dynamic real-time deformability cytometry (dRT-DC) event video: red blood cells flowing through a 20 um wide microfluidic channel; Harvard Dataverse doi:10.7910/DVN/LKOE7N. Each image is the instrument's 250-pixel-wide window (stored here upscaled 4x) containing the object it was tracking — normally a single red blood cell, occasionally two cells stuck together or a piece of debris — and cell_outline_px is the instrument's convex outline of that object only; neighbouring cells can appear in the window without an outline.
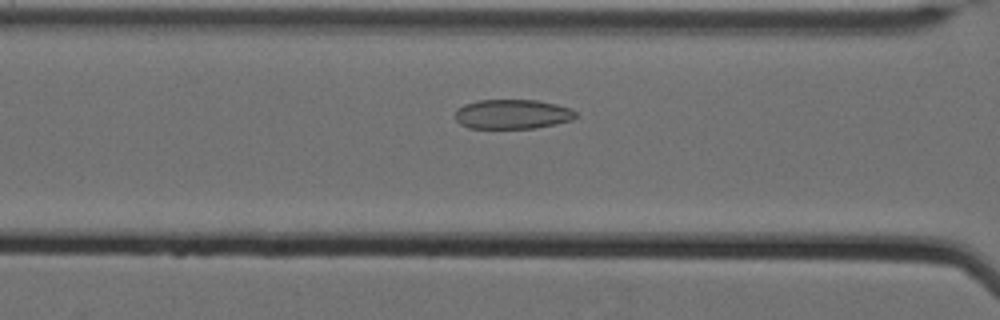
{"species": "Egyptian fruit bat (a non-hibernating species)", "species_latin": "Rousettus aegyptiacus", "temperature_condition": "cold", "stored_images_in_passage": 39, "camera_frame_rate_fps": 3000, "um_per_image_px": 0.085, "animal": {"sex": "female"}, "frame": {"image": 1, "passage_image": 7, "time_ms": 2.0, "image_size_px": [1000, 320], "cell_outline_px": [[576, 116], [572, 120], [556, 124], [536, 128], [468, 128], [460, 124], [456, 120], [456, 108], [464, 104], [476, 100], [536, 100], [556, 104], [572, 108], [576, 112]], "centroid_in_image_um": [43.55, 9.7], "position_along_channel_um": 123.1, "area_um2": 20.92}}
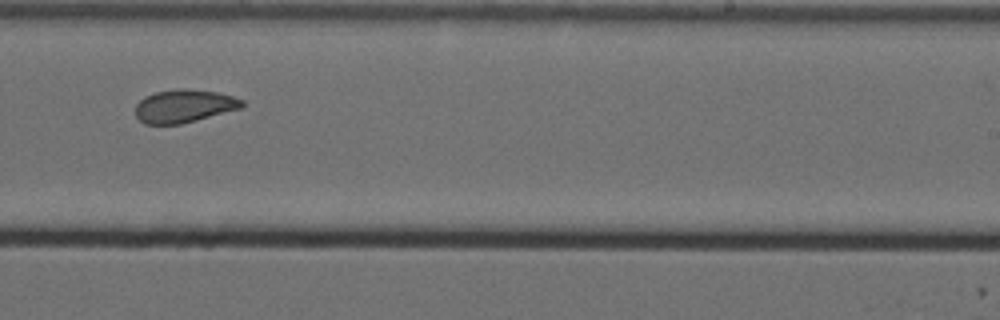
{"frame": {"image": 2, "passage_image": 20, "time_ms": 6.333, "image_size_px": [1000, 320], "cell_outline_px": [[244, 104], [240, 108], [196, 120], [180, 124], [144, 124], [136, 116], [136, 104], [144, 96], [156, 92], [176, 88], [184, 88], [216, 92], [232, 96], [244, 100]], "centroid_in_image_um": [15.62, 9.0], "position_along_channel_um": 273.4, "area_um2": 20.4}}
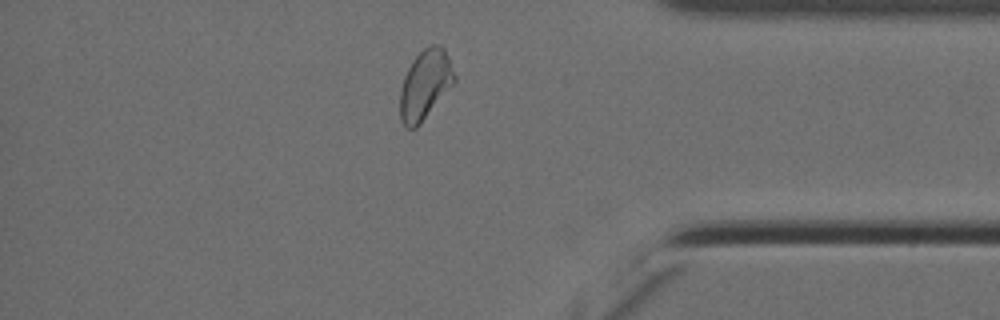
{"frame": {"image": 3, "passage_image": 32, "time_ms": 10.333, "image_size_px": [1000, 320], "cell_outline_px": [[456, 80], [420, 124], [416, 128], [408, 128], [400, 120], [400, 88], [404, 76], [412, 60], [424, 48], [432, 44], [440, 44], [444, 48], [448, 56], [456, 76]], "centroid_in_image_um": [36.13, 7.18], "position_along_channel_um": 399.1, "area_um2": 21.91}, "authors_computed_cell_mechanics": {"area_um2": 21.2704, "velocity_mm_per_s": 3.4729, "shape_relaxation_time_tau1_ms": null, "shape_relaxation_time_tau2_ms": 2.1711, "deformation_change_tau1": null, "deformation_change_tau2": 0.071}}